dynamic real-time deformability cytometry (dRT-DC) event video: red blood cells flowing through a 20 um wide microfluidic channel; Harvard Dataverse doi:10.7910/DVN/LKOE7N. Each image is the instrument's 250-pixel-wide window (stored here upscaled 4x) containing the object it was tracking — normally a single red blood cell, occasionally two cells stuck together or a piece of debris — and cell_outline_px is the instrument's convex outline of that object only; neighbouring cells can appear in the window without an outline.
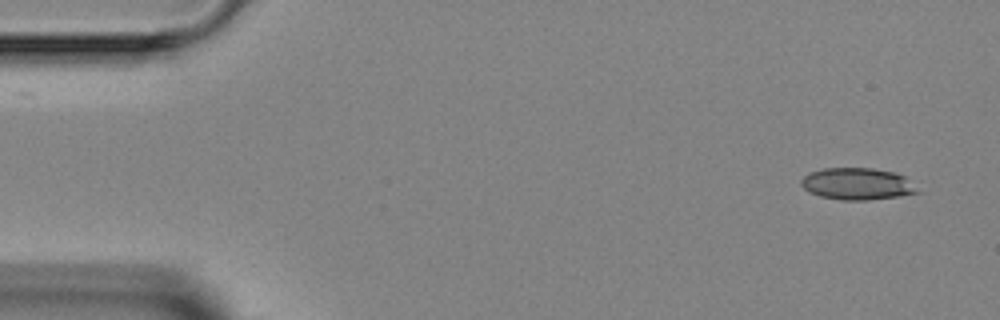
{"species": "Egyptian fruit bat (a non-hibernating species)", "species_latin": "Rousettus aegyptiacus", "temperature_condition": "room temperature", "stored_images_in_passage": 4, "camera_frame_rate_fps": 3000, "um_per_image_px": 0.085, "animal": {"sex": "female"}, "frame": {"image": 1, "passage_image": 1, "time_ms": 0.0, "image_size_px": [1000, 320], "cell_outline_px": [[924, 192], [900, 196], [868, 200], [840, 200], [820, 196], [808, 192], [800, 184], [800, 180], [808, 172], [824, 168], [872, 168], [896, 172], [904, 176]], "centroid_in_image_um": [72.89, 15.63], "position_along_channel_um": 12.1, "area_um2": 21.96}}
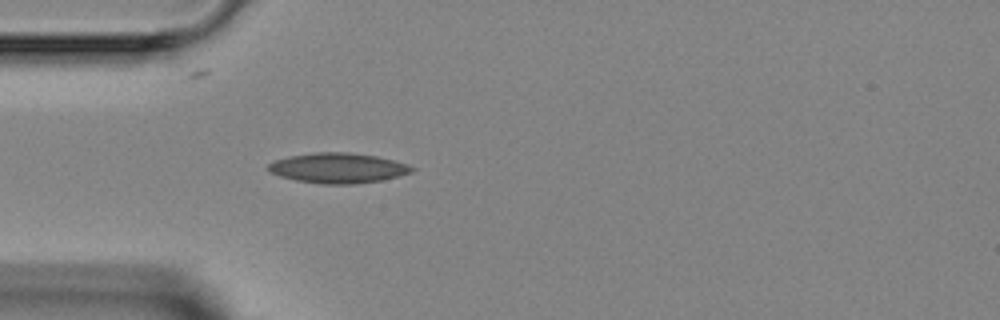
{"frame": {"image": 2, "passage_image": 4, "time_ms": 3.667, "image_size_px": [1000, 320], "cell_outline_px": [[416, 168], [412, 172], [380, 180], [352, 184], [320, 184], [296, 180], [280, 176], [268, 172], [268, 164], [276, 160], [288, 156], [316, 152], [348, 152], [376, 156], [392, 160]], "centroid_in_image_um": [28.67, 14.28], "position_along_channel_um": 56.3, "area_um2": 24.97}}